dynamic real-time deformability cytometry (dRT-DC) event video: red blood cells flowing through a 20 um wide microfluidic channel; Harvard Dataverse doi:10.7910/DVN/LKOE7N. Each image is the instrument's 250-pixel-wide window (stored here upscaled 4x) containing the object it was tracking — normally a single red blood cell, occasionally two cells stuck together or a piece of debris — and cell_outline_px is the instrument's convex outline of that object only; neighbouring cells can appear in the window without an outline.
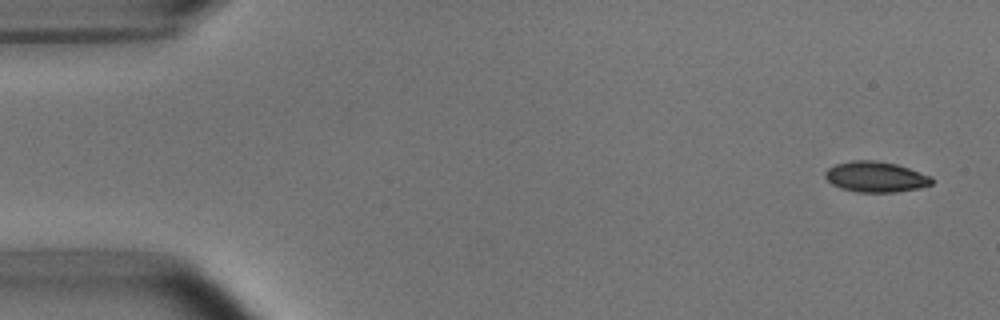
{"species": "common noctule bat (a hibernating species)", "species_latin": "Nyctalus noctula", "temperature_condition": "room temperature", "stored_images_in_passage": 5, "camera_frame_rate_fps": 3000, "um_per_image_px": 0.085, "animal": {"sex": "male", "body_mass_g": 15.6}, "frame": {"image": 1, "passage_image": 1, "time_ms": 0.0, "image_size_px": [1000, 320], "cell_outline_px": [[932, 184], [916, 188], [896, 192], [856, 192], [840, 188], [832, 184], [824, 176], [824, 172], [828, 168], [836, 164], [852, 160], [876, 160], [896, 164], [932, 176]], "centroid_in_image_um": [74.4, 15.02], "position_along_channel_um": 10.6, "area_um2": 18.96}}
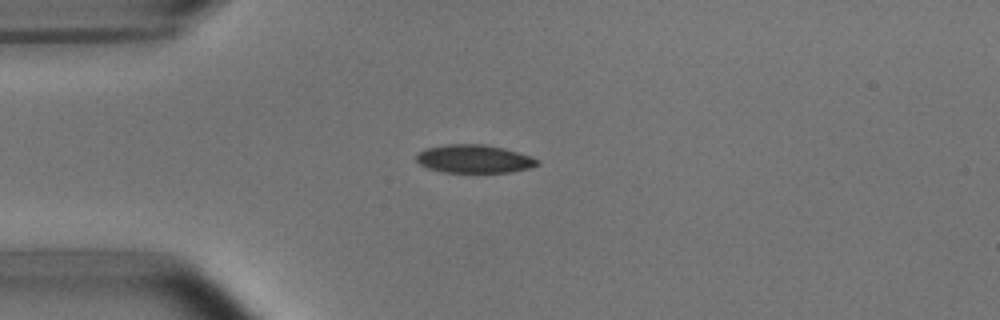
{"frame": {"image": 2, "passage_image": 4, "time_ms": 3.667, "image_size_px": [1000, 320], "cell_outline_px": [[540, 164], [528, 168], [508, 172], [444, 172], [428, 168], [420, 164], [416, 160], [416, 156], [424, 148], [444, 144], [484, 144], [504, 148], [540, 160]], "centroid_in_image_um": [40.27, 13.49], "position_along_channel_um": 44.7, "area_um2": 19.77}}